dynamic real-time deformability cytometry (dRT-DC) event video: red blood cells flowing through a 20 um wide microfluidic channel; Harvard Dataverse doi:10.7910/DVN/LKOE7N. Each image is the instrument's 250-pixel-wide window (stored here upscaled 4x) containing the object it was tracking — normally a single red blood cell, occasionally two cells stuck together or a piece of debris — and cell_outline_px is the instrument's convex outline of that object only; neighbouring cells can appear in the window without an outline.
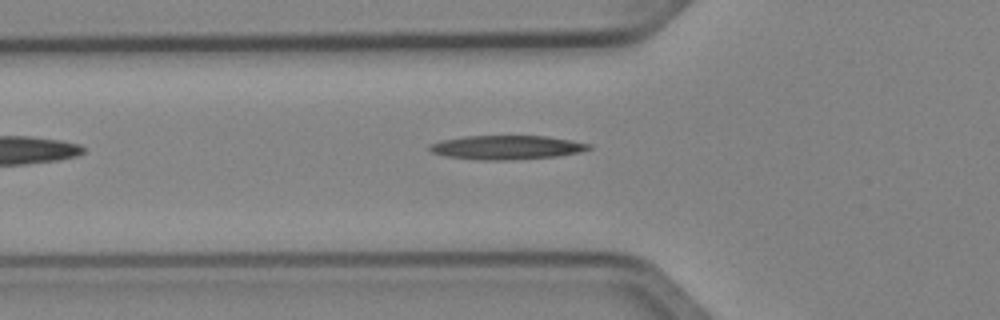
{"species": "Egyptian fruit bat (a non-hibernating species)", "species_latin": "Rousettus aegyptiacus", "temperature_condition": "cold", "stored_images_in_passage": 32, "camera_frame_rate_fps": 3000, "um_per_image_px": 0.085, "animal": {"sex": "female"}, "frame": {"image": 1, "passage_image": 2, "time_ms": 0.333, "image_size_px": [1000, 320], "cell_outline_px": [[592, 148], [580, 152], [556, 156], [508, 160], [476, 160], [444, 156], [432, 152], [428, 148], [428, 144], [440, 140], [464, 136], [544, 136], [592, 144]], "centroid_in_image_um": [43.0, 12.53], "position_along_channel_um": 82.8, "area_um2": 22.31}}
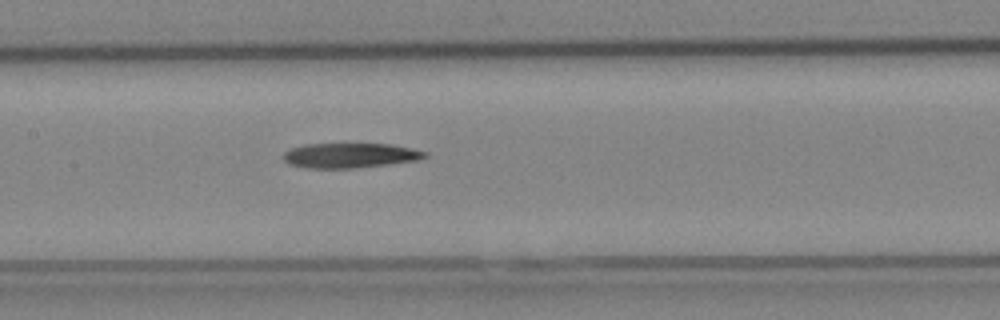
{"frame": {"image": 2, "passage_image": 9, "time_ms": 2.667, "image_size_px": [1000, 320], "cell_outline_px": [[428, 156], [416, 160], [388, 164], [356, 168], [308, 168], [288, 164], [284, 160], [284, 152], [292, 148], [304, 144], [392, 144], [412, 148], [428, 152]], "centroid_in_image_um": [29.76, 13.21], "position_along_channel_um": 177.6, "area_um2": 20.46}}
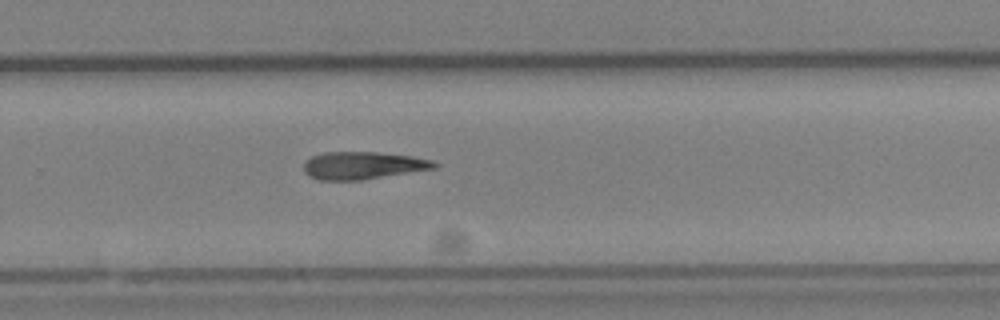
{"frame": {"image": 3, "passage_image": 18, "time_ms": 5.667, "image_size_px": [1000, 320], "cell_outline_px": [[440, 164], [436, 168], [360, 180], [320, 180], [308, 176], [304, 172], [304, 164], [312, 156], [324, 152], [376, 152], [412, 156], [432, 160]], "centroid_in_image_um": [30.85, 14.06], "position_along_channel_um": 298.9, "area_um2": 20.87}}